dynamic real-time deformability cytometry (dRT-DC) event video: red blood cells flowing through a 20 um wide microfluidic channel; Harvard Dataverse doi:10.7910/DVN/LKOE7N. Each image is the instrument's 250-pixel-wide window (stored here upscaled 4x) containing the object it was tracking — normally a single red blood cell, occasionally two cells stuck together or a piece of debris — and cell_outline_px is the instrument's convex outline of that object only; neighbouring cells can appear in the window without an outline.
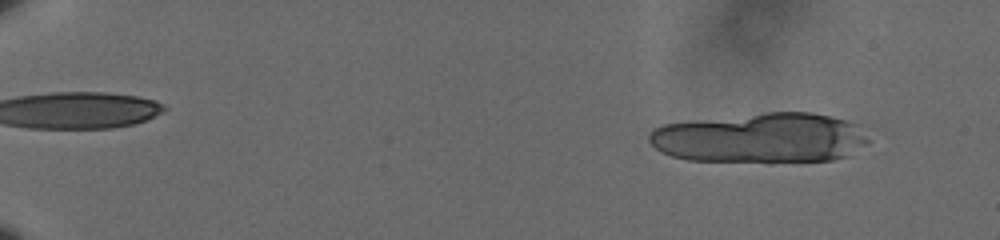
{"species": "human", "species_latin": "Homo sapiens", "temperature_condition": "cold", "stored_images_in_passage": 20, "camera_frame_rate_fps": 3000, "um_per_image_px": 0.085, "donor": {"sex": "male"}, "frame": {"image": 1, "passage_image": 6, "time_ms": 1.667, "image_size_px": [1000, 240], "cell_outline_px": [[872, 140], [868, 144], [848, 156], [832, 160], [772, 164], [688, 160], [672, 156], [660, 152], [648, 140], [648, 136], [652, 128], [664, 124], [696, 120], [764, 112], [812, 112], [832, 116], [848, 120], [856, 124]], "centroid_in_image_um": [64.69, 11.76], "position_along_channel_um": 20.3, "area_um2": 65.66}}